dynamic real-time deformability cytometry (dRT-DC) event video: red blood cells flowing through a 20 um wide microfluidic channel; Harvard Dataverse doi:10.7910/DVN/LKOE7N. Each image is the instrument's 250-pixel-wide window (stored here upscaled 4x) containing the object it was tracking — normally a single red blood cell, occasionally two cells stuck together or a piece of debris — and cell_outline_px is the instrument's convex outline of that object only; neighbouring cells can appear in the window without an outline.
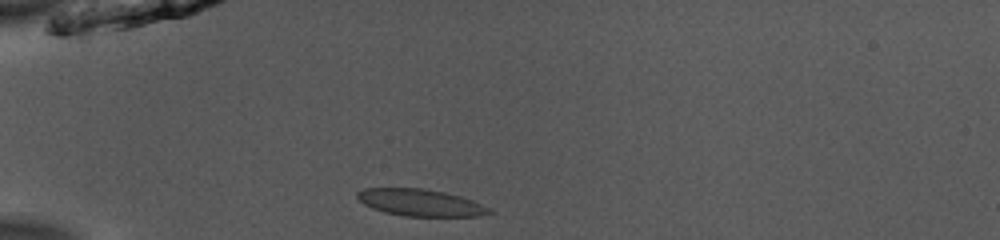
{"species": "common noctule bat (a hibernating species)", "species_latin": "Nyctalus noctula", "temperature_condition": "room temperature", "stored_images_in_passage": 37, "camera_frame_rate_fps": 3000, "um_per_image_px": 0.085, "animal": {"sex": "male", "body_mass_g": 13.0, "forearm_length_mm": 53.1}, "frame": {"image": 1, "passage_image": 1, "time_ms": 0.0, "image_size_px": [1000, 240], "cell_outline_px": [[496, 212], [480, 216], [404, 216], [384, 212], [372, 208], [364, 204], [356, 196], [356, 192], [364, 188], [420, 188], [444, 192], [460, 196], [472, 200]], "centroid_in_image_um": [35.72, 17.22], "position_along_channel_um": 49.3, "area_um2": 20.63}}
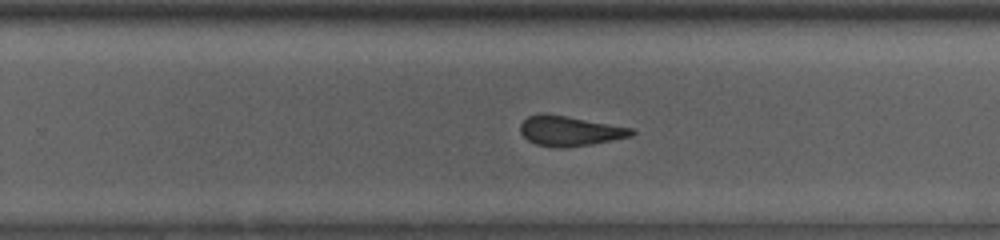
{"frame": {"image": 2, "passage_image": 20, "time_ms": 6.333, "image_size_px": [1000, 240], "cell_outline_px": [[636, 132], [632, 136], [592, 144], [568, 148], [556, 148], [536, 144], [528, 140], [520, 132], [520, 124], [528, 116], [540, 112], [544, 112], [568, 116], [632, 128]], "centroid_in_image_um": [48.4, 11.12], "position_along_channel_um": 281.4, "area_um2": 19.65}}
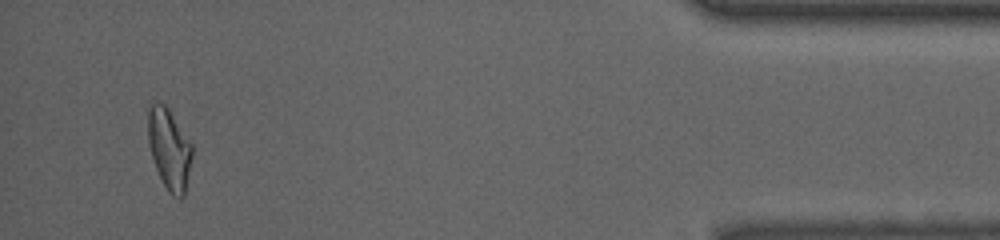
{"frame": {"image": 3, "passage_image": 35, "time_ms": 11.333, "image_size_px": [1000, 240], "cell_outline_px": [[192, 156], [184, 196], [180, 200], [172, 196], [168, 192], [156, 168], [152, 156], [148, 140], [148, 112], [152, 104], [164, 104], [168, 108], [192, 144]], "centroid_in_image_um": [14.4, 12.71], "position_along_channel_um": 420.8, "area_um2": 20.46}, "authors_computed_cell_mechanics": {"area_um2": 20.4034, "velocity_mm_per_s": 3.9693, "shape_relaxation_time_tau1_ms": 5.9042, "shape_relaxation_time_tau2_ms": 1.1885, "deformation_change_tau1": 0.1872, "deformation_change_tau2": 0.0959}}